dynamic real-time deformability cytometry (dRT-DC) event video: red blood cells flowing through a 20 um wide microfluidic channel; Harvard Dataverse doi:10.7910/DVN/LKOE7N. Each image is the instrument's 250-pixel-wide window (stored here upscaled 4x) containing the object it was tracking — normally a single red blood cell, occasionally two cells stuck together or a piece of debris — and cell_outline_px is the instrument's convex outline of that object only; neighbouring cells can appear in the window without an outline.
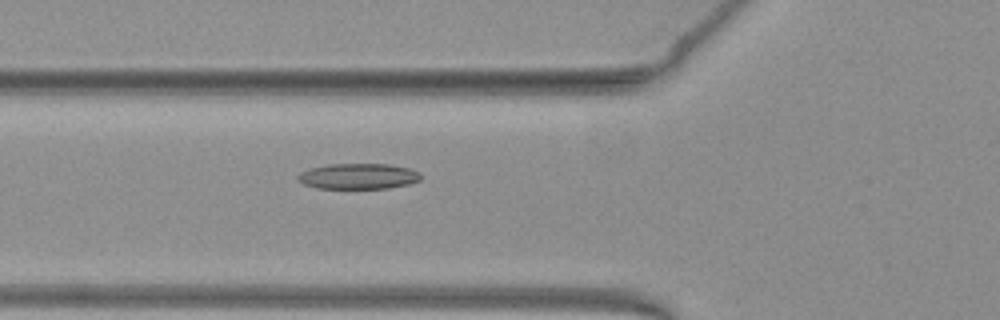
{"species": "common noctule bat (a hibernating species)", "species_latin": "Nyctalus noctula", "temperature_condition": "warm", "stored_images_in_passage": 36, "camera_frame_rate_fps": 3000, "um_per_image_px": 0.085, "animal": {"sex": "female", "body_mass_g": 19.3, "forearm_length_mm": 54.1}, "frame": {"image": 1, "passage_image": 3, "time_ms": 0.667, "image_size_px": [1000, 320], "cell_outline_px": [[420, 180], [408, 184], [388, 188], [316, 188], [304, 184], [296, 180], [296, 176], [300, 172], [312, 168], [328, 164], [388, 164], [408, 168], [420, 172]], "centroid_in_image_um": [30.43, 14.98], "position_along_channel_um": 95.4, "area_um2": 18.32}}
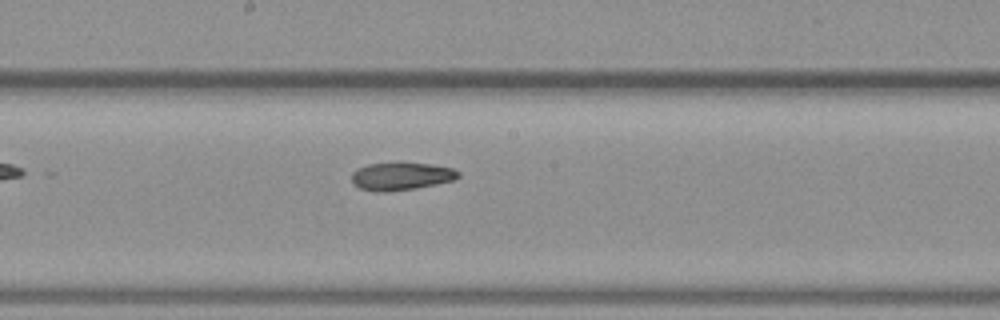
{"frame": {"image": 2, "passage_image": 12, "time_ms": 3.667, "image_size_px": [1000, 320], "cell_outline_px": [[460, 176], [452, 180], [436, 184], [412, 188], [384, 192], [376, 192], [360, 188], [352, 184], [352, 172], [356, 168], [368, 164], [432, 164], [452, 168], [460, 172]], "centroid_in_image_um": [34.06, 14.99], "position_along_channel_um": 214.1, "area_um2": 16.88}}
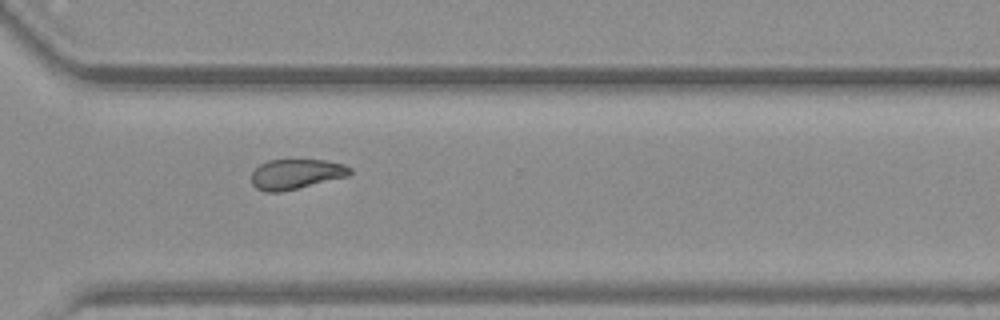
{"frame": {"image": 3, "passage_image": 22, "time_ms": 7.0, "image_size_px": [1000, 320], "cell_outline_px": [[352, 172], [348, 176], [280, 192], [264, 192], [256, 188], [252, 184], [252, 172], [260, 164], [268, 160], [324, 160], [344, 164], [352, 168]], "centroid_in_image_um": [25.16, 14.79], "position_along_channel_um": 345.4, "area_um2": 17.17}, "authors_computed_cell_mechanics": {"area_um2": 17.8602, "velocity_mm_per_s": 3.9487, "shape_relaxation_time_tau1_ms": 8.1312, "shape_relaxation_time_tau2_ms": 6.3554, "deformation_change_tau1": 0.2058, "deformation_change_tau2": 0.1678}}